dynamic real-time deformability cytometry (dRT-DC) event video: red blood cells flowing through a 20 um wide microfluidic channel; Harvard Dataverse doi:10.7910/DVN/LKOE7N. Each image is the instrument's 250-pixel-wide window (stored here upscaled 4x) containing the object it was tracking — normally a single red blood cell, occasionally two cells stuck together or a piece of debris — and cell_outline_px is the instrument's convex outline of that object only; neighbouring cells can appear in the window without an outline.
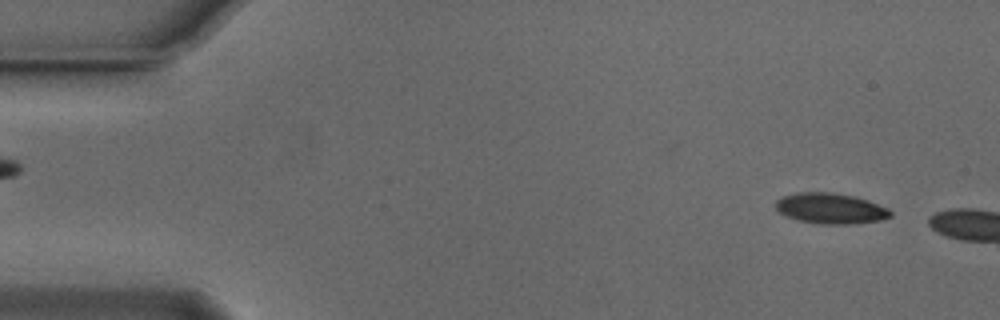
{"species": "Egyptian fruit bat (a non-hibernating species)", "species_latin": "Rousettus aegyptiacus", "temperature_condition": "cold", "stored_images_in_passage": 6, "camera_frame_rate_fps": 3000, "um_per_image_px": 0.085, "animal": {"sex": "male"}, "frame": {"image": 1, "passage_image": 3, "time_ms": 0.667, "image_size_px": [1000, 320], "cell_outline_px": [[892, 216], [880, 220], [856, 224], [820, 224], [800, 220], [788, 216], [780, 212], [776, 208], [776, 200], [780, 196], [796, 192], [832, 192], [856, 196], [868, 200], [888, 208], [892, 212]], "centroid_in_image_um": [70.62, 17.7], "position_along_channel_um": 14.4, "area_um2": 20.63}}